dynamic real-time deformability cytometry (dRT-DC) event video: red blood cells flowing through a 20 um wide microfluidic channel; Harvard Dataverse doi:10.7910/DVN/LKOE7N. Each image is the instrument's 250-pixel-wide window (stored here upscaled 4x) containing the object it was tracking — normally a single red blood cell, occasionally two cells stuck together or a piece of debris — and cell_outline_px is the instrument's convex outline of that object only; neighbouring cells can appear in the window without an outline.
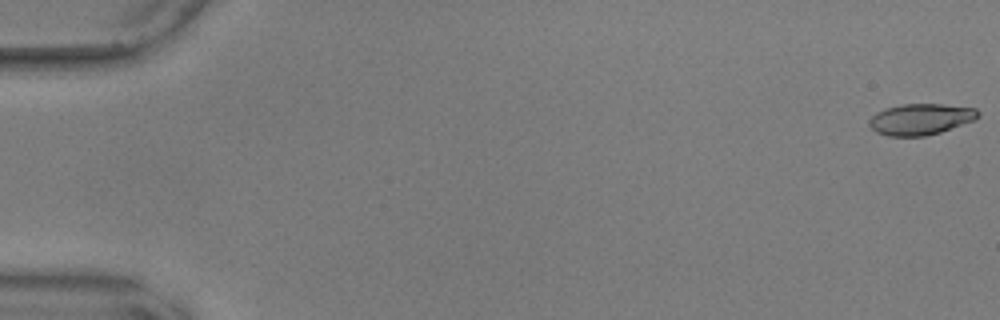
{"species": "common noctule bat (a hibernating species)", "species_latin": "Nyctalus noctula", "temperature_condition": "warm", "stored_images_in_passage": 5, "camera_frame_rate_fps": 3000, "um_per_image_px": 0.085, "animal": {"sex": "male", "body_mass_g": 17.9, "forearm_length_mm": 54.2}, "frame": {"image": 1, "passage_image": 1, "time_ms": 0.0, "image_size_px": [1000, 320], "cell_outline_px": [[980, 116], [972, 120], [940, 132], [924, 136], [888, 136], [876, 132], [868, 124], [868, 120], [876, 112], [884, 108], [900, 104], [940, 104], [976, 108], [980, 112]], "centroid_in_image_um": [78.21, 10.12], "position_along_channel_um": 6.8, "area_um2": 19.71}}